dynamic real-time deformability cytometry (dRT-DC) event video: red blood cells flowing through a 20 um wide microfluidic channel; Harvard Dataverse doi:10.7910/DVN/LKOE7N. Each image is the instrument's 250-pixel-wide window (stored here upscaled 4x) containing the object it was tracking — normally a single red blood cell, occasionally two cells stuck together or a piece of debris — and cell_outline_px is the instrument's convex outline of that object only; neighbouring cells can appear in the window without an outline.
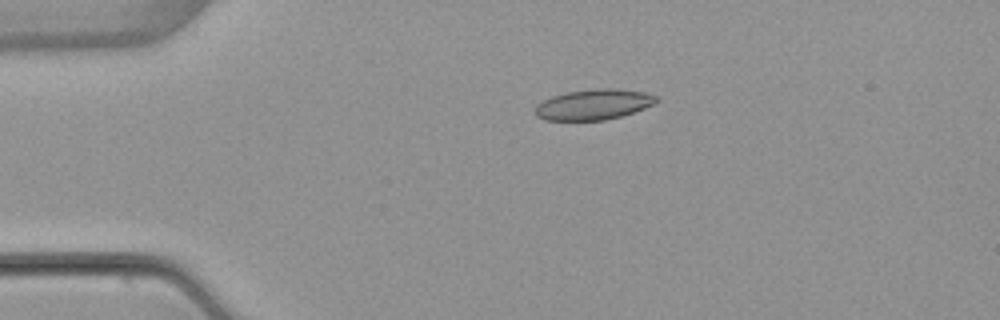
{"species": "common noctule bat (a hibernating species)", "species_latin": "Nyctalus noctula", "temperature_condition": "warm", "stored_images_in_passage": 3, "camera_frame_rate_fps": 3000, "um_per_image_px": 0.085, "animal": {"sex": "female", "body_mass_g": 22.7, "forearm_length_mm": 54.2}, "frame": {"image": 1, "passage_image": 2, "time_ms": 2.333, "image_size_px": [1000, 320], "cell_outline_px": [[656, 104], [620, 116], [604, 120], [544, 120], [536, 116], [532, 112], [536, 104], [552, 96], [568, 92], [592, 88], [608, 88], [644, 92], [656, 96]], "centroid_in_image_um": [50.39, 8.88], "position_along_channel_um": 34.6, "area_um2": 21.5}}